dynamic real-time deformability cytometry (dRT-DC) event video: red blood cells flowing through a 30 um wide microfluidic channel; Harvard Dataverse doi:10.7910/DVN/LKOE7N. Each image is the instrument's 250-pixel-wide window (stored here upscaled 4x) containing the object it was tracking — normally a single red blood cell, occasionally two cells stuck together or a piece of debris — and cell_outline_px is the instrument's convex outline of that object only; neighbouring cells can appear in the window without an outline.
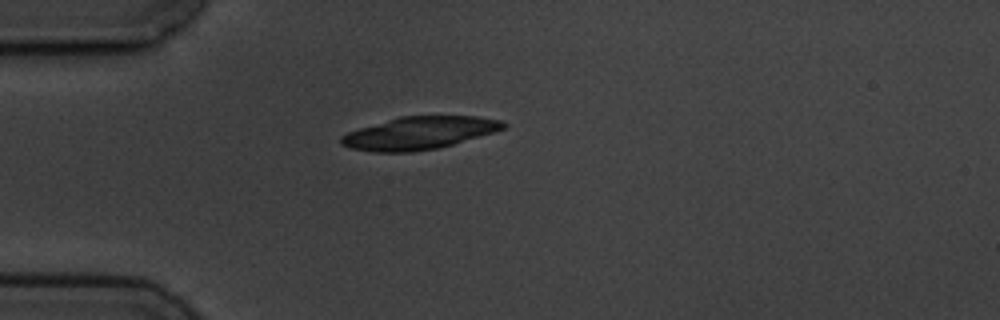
{"species": "common noctule bat (a hibernating species)", "species_latin": "Nyctalus noctula", "temperature_condition": "cold", "stored_images_in_passage": 1, "camera_frame_rate_fps": 3000, "um_per_image_px": 0.085, "animal": {"sex": "male", "body_mass_g": 19.5, "forearm_length_mm": 54.6}, "frame": {"image": 1, "passage_image": 1, "time_ms": 0.0, "image_size_px": [1000, 320], "cell_outline_px": [[508, 124], [504, 128], [492, 132], [452, 144], [436, 148], [412, 152], [372, 152], [352, 148], [340, 144], [340, 136], [348, 132], [360, 128], [400, 116], [476, 116], [500, 120]], "centroid_in_image_um": [35.59, 11.3], "position_along_channel_um": 49.4, "area_um2": 30.46}}